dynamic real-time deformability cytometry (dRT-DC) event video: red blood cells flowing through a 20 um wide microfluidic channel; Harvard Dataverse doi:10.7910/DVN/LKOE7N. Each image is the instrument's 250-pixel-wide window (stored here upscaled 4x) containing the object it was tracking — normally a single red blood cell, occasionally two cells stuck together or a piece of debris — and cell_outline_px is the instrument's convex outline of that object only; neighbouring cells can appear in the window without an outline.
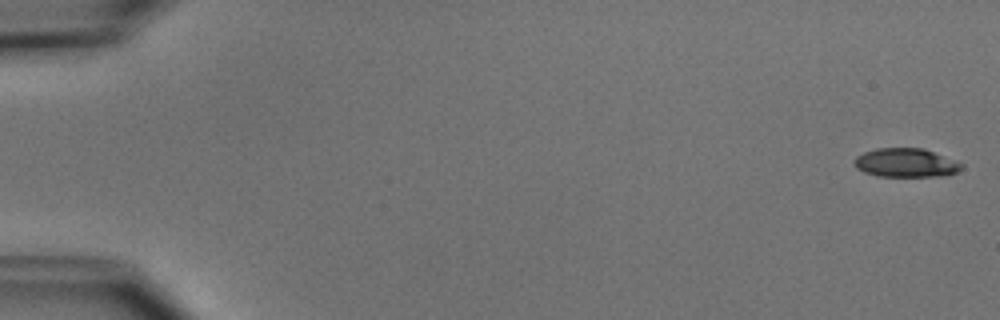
{"species": "common noctule bat (a hibernating species)", "species_latin": "Nyctalus noctula", "temperature_condition": "cold", "stored_images_in_passage": 5, "camera_frame_rate_fps": 3000, "um_per_image_px": 0.085, "animal": {"sex": "male", "body_mass_g": 15.6}, "frame": {"image": 1, "passage_image": 1, "time_ms": 0.0, "image_size_px": [1000, 320], "cell_outline_px": [[964, 168], [948, 176], [876, 176], [864, 172], [856, 168], [852, 164], [852, 160], [856, 156], [864, 152], [876, 148], [924, 148], [964, 164]], "centroid_in_image_um": [76.98, 13.84], "position_along_channel_um": 8.0, "area_um2": 18.26}}
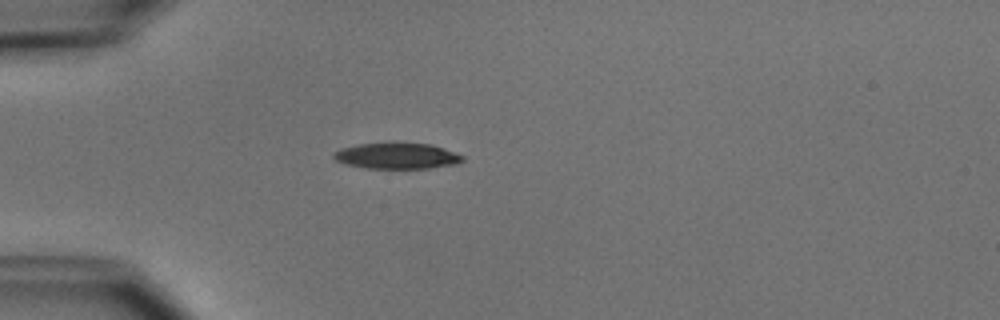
{"frame": {"image": 2, "passage_image": 5, "time_ms": 4.667, "image_size_px": [1000, 320], "cell_outline_px": [[464, 160], [456, 164], [428, 168], [364, 168], [344, 164], [336, 160], [332, 156], [332, 152], [340, 148], [356, 144], [392, 140], [432, 144], [444, 148], [464, 156]], "centroid_in_image_um": [33.69, 13.2], "position_along_channel_um": 51.3, "area_um2": 20.4}}